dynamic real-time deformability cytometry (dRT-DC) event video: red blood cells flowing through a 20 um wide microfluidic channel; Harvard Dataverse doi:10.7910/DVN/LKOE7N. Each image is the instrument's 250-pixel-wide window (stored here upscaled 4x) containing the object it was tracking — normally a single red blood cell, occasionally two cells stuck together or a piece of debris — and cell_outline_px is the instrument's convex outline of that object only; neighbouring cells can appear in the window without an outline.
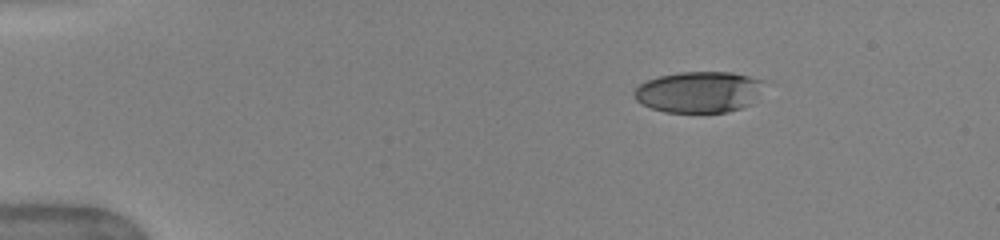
{"species": "human", "species_latin": "Homo sapiens", "temperature_condition": "warm", "stored_images_in_passage": 23, "camera_frame_rate_fps": 3000, "um_per_image_px": 0.085, "donor": {"sex": "female"}, "frame": {"image": 1, "passage_image": 1, "time_ms": 0.0, "image_size_px": [1000, 240], "cell_outline_px": [[764, 80], [752, 104], [728, 112], [664, 112], [652, 108], [636, 100], [632, 92], [640, 84], [648, 80], [660, 76], [680, 72], [732, 72]], "centroid_in_image_um": [59.39, 7.82], "position_along_channel_um": 25.6, "area_um2": 30.92}}
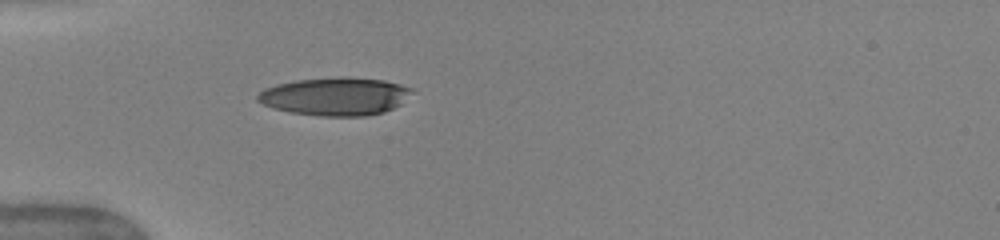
{"frame": {"image": 2, "passage_image": 9, "time_ms": 2.667, "image_size_px": [1000, 240], "cell_outline_px": [[412, 92], [400, 104], [384, 112], [364, 116], [320, 116], [292, 112], [272, 108], [256, 100], [256, 96], [264, 88], [276, 84], [296, 80], [344, 76], [384, 80], [400, 84], [412, 88]], "centroid_in_image_um": [28.48, 8.18], "position_along_channel_um": 56.5, "area_um2": 34.16}}